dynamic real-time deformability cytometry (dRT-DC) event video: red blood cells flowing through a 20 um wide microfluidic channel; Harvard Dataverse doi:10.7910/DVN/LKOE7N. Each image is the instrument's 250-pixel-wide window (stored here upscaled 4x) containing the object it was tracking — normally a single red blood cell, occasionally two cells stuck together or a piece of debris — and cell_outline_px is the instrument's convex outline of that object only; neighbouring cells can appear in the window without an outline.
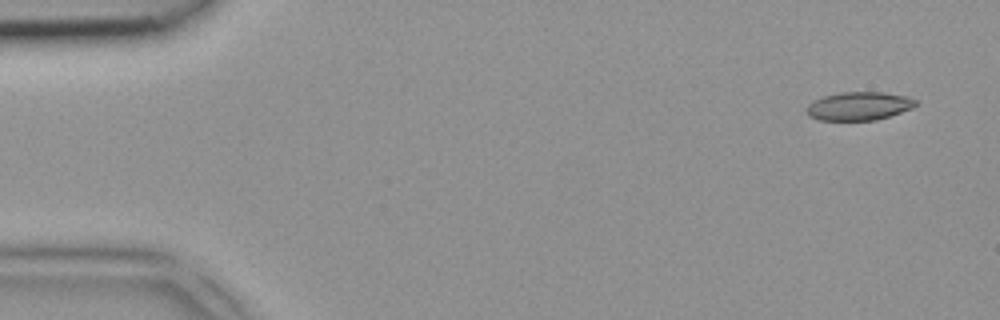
{"species": "common noctule bat (a hibernating species)", "species_latin": "Nyctalus noctula", "temperature_condition": "room temperature", "stored_images_in_passage": 4, "segment_of_instrument_passage": [2, 2], "camera_frame_rate_fps": 3000, "um_per_image_px": 0.085, "animal": {"sex": "female", "body_mass_g": 18.4}, "frame": {"image": 1, "passage_image": 4, "time_ms": 1.0, "image_size_px": [1000, 320], "cell_outline_px": [[916, 104], [912, 108], [876, 120], [820, 120], [808, 116], [804, 112], [804, 108], [808, 104], [824, 96], [840, 92], [884, 92], [908, 96], [916, 100]], "centroid_in_image_um": [72.97, 9.01], "position_along_channel_um": 12.0, "area_um2": 18.09}}